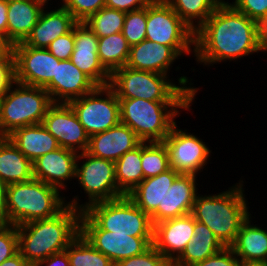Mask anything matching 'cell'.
<instances>
[{"instance_id":"4316f807","label":"cell","mask_w":267,"mask_h":266,"mask_svg":"<svg viewBox=\"0 0 267 266\" xmlns=\"http://www.w3.org/2000/svg\"><path fill=\"white\" fill-rule=\"evenodd\" d=\"M251 215L242 223L230 247L240 261L267 262V229L254 224Z\"/></svg>"},{"instance_id":"4fadbf2b","label":"cell","mask_w":267,"mask_h":266,"mask_svg":"<svg viewBox=\"0 0 267 266\" xmlns=\"http://www.w3.org/2000/svg\"><path fill=\"white\" fill-rule=\"evenodd\" d=\"M80 233L113 264L143 253L153 243V237L112 234L102 230L84 211L80 218Z\"/></svg>"},{"instance_id":"e0dca14e","label":"cell","mask_w":267,"mask_h":266,"mask_svg":"<svg viewBox=\"0 0 267 266\" xmlns=\"http://www.w3.org/2000/svg\"><path fill=\"white\" fill-rule=\"evenodd\" d=\"M79 153L66 148H58L38 157L33 165L34 179L41 180L61 192L67 190V183L76 178V163ZM70 181V182H69Z\"/></svg>"},{"instance_id":"8fae6325","label":"cell","mask_w":267,"mask_h":266,"mask_svg":"<svg viewBox=\"0 0 267 266\" xmlns=\"http://www.w3.org/2000/svg\"><path fill=\"white\" fill-rule=\"evenodd\" d=\"M89 136L104 132L120 123V102L108 86H97L92 92L68 102Z\"/></svg>"},{"instance_id":"7a4b0ae2","label":"cell","mask_w":267,"mask_h":266,"mask_svg":"<svg viewBox=\"0 0 267 266\" xmlns=\"http://www.w3.org/2000/svg\"><path fill=\"white\" fill-rule=\"evenodd\" d=\"M81 214L82 211L67 205L54 217L18 225L19 252L33 266L65 251L80 234Z\"/></svg>"},{"instance_id":"f6af8a7d","label":"cell","mask_w":267,"mask_h":266,"mask_svg":"<svg viewBox=\"0 0 267 266\" xmlns=\"http://www.w3.org/2000/svg\"><path fill=\"white\" fill-rule=\"evenodd\" d=\"M33 266H70V260L66 251L52 254L48 258L35 263Z\"/></svg>"},{"instance_id":"9c48e42d","label":"cell","mask_w":267,"mask_h":266,"mask_svg":"<svg viewBox=\"0 0 267 266\" xmlns=\"http://www.w3.org/2000/svg\"><path fill=\"white\" fill-rule=\"evenodd\" d=\"M84 212L102 229L112 234L153 237L151 216L127 195L91 204Z\"/></svg>"},{"instance_id":"ffe728a7","label":"cell","mask_w":267,"mask_h":266,"mask_svg":"<svg viewBox=\"0 0 267 266\" xmlns=\"http://www.w3.org/2000/svg\"><path fill=\"white\" fill-rule=\"evenodd\" d=\"M198 177L179 174L163 199V208H157L150 216L153 225L163 220L191 213L199 188Z\"/></svg>"},{"instance_id":"7c38bea8","label":"cell","mask_w":267,"mask_h":266,"mask_svg":"<svg viewBox=\"0 0 267 266\" xmlns=\"http://www.w3.org/2000/svg\"><path fill=\"white\" fill-rule=\"evenodd\" d=\"M203 140L198 135L188 133L187 129L178 128L176 123L162 141L168 153L170 167L179 174L200 176L212 153Z\"/></svg>"},{"instance_id":"2e32d148","label":"cell","mask_w":267,"mask_h":266,"mask_svg":"<svg viewBox=\"0 0 267 266\" xmlns=\"http://www.w3.org/2000/svg\"><path fill=\"white\" fill-rule=\"evenodd\" d=\"M98 37L83 22L74 27V50L70 61L85 73L97 86H108L111 74L100 63Z\"/></svg>"},{"instance_id":"9a60e30c","label":"cell","mask_w":267,"mask_h":266,"mask_svg":"<svg viewBox=\"0 0 267 266\" xmlns=\"http://www.w3.org/2000/svg\"><path fill=\"white\" fill-rule=\"evenodd\" d=\"M60 147L77 153L87 151L90 136L68 103H53L41 123Z\"/></svg>"},{"instance_id":"52a82bcc","label":"cell","mask_w":267,"mask_h":266,"mask_svg":"<svg viewBox=\"0 0 267 266\" xmlns=\"http://www.w3.org/2000/svg\"><path fill=\"white\" fill-rule=\"evenodd\" d=\"M52 104L44 88L15 82L0 98V137L20 127L41 124Z\"/></svg>"},{"instance_id":"ee69618b","label":"cell","mask_w":267,"mask_h":266,"mask_svg":"<svg viewBox=\"0 0 267 266\" xmlns=\"http://www.w3.org/2000/svg\"><path fill=\"white\" fill-rule=\"evenodd\" d=\"M155 0H106L105 6L108 8L129 12L147 7Z\"/></svg>"},{"instance_id":"83f0119b","label":"cell","mask_w":267,"mask_h":266,"mask_svg":"<svg viewBox=\"0 0 267 266\" xmlns=\"http://www.w3.org/2000/svg\"><path fill=\"white\" fill-rule=\"evenodd\" d=\"M193 231L194 236L183 252L172 262V266H195L225 247L204 223L195 219Z\"/></svg>"},{"instance_id":"ab89813d","label":"cell","mask_w":267,"mask_h":266,"mask_svg":"<svg viewBox=\"0 0 267 266\" xmlns=\"http://www.w3.org/2000/svg\"><path fill=\"white\" fill-rule=\"evenodd\" d=\"M230 4L257 23L267 20V0H233Z\"/></svg>"},{"instance_id":"4dcf8cb0","label":"cell","mask_w":267,"mask_h":266,"mask_svg":"<svg viewBox=\"0 0 267 266\" xmlns=\"http://www.w3.org/2000/svg\"><path fill=\"white\" fill-rule=\"evenodd\" d=\"M141 162V143L115 162L116 183L125 195L144 180Z\"/></svg>"},{"instance_id":"836d02e7","label":"cell","mask_w":267,"mask_h":266,"mask_svg":"<svg viewBox=\"0 0 267 266\" xmlns=\"http://www.w3.org/2000/svg\"><path fill=\"white\" fill-rule=\"evenodd\" d=\"M126 12L103 7L90 15L83 23L100 38L122 32Z\"/></svg>"},{"instance_id":"e575fe53","label":"cell","mask_w":267,"mask_h":266,"mask_svg":"<svg viewBox=\"0 0 267 266\" xmlns=\"http://www.w3.org/2000/svg\"><path fill=\"white\" fill-rule=\"evenodd\" d=\"M141 159L144 179L157 176L171 168L166 147L162 142H141Z\"/></svg>"},{"instance_id":"7bdbcfd3","label":"cell","mask_w":267,"mask_h":266,"mask_svg":"<svg viewBox=\"0 0 267 266\" xmlns=\"http://www.w3.org/2000/svg\"><path fill=\"white\" fill-rule=\"evenodd\" d=\"M240 260L231 247H224L221 251L198 262L195 266H239Z\"/></svg>"},{"instance_id":"6da1fadb","label":"cell","mask_w":267,"mask_h":266,"mask_svg":"<svg viewBox=\"0 0 267 266\" xmlns=\"http://www.w3.org/2000/svg\"><path fill=\"white\" fill-rule=\"evenodd\" d=\"M259 23L230 3L219 4L194 32L196 62L204 67L259 53Z\"/></svg>"},{"instance_id":"277c9868","label":"cell","mask_w":267,"mask_h":266,"mask_svg":"<svg viewBox=\"0 0 267 266\" xmlns=\"http://www.w3.org/2000/svg\"><path fill=\"white\" fill-rule=\"evenodd\" d=\"M170 77L124 66L111 74L109 86L118 98L150 101H194L197 98L200 89L194 86L191 78L183 75L176 79V84Z\"/></svg>"},{"instance_id":"5b68a950","label":"cell","mask_w":267,"mask_h":266,"mask_svg":"<svg viewBox=\"0 0 267 266\" xmlns=\"http://www.w3.org/2000/svg\"><path fill=\"white\" fill-rule=\"evenodd\" d=\"M120 123L132 129L141 142H162L182 111L192 110L194 101H150L118 98ZM192 104V105H191Z\"/></svg>"},{"instance_id":"f907efd6","label":"cell","mask_w":267,"mask_h":266,"mask_svg":"<svg viewBox=\"0 0 267 266\" xmlns=\"http://www.w3.org/2000/svg\"><path fill=\"white\" fill-rule=\"evenodd\" d=\"M12 44L6 39L5 35L0 33V57L13 56Z\"/></svg>"},{"instance_id":"d590c367","label":"cell","mask_w":267,"mask_h":266,"mask_svg":"<svg viewBox=\"0 0 267 266\" xmlns=\"http://www.w3.org/2000/svg\"><path fill=\"white\" fill-rule=\"evenodd\" d=\"M121 33L130 46L146 39V7L126 12Z\"/></svg>"},{"instance_id":"484cf974","label":"cell","mask_w":267,"mask_h":266,"mask_svg":"<svg viewBox=\"0 0 267 266\" xmlns=\"http://www.w3.org/2000/svg\"><path fill=\"white\" fill-rule=\"evenodd\" d=\"M7 138L31 162H34L40 156L60 148L57 139L42 124L17 128Z\"/></svg>"},{"instance_id":"bcb514c9","label":"cell","mask_w":267,"mask_h":266,"mask_svg":"<svg viewBox=\"0 0 267 266\" xmlns=\"http://www.w3.org/2000/svg\"><path fill=\"white\" fill-rule=\"evenodd\" d=\"M6 187L7 185L0 180V224H8Z\"/></svg>"},{"instance_id":"60d3db41","label":"cell","mask_w":267,"mask_h":266,"mask_svg":"<svg viewBox=\"0 0 267 266\" xmlns=\"http://www.w3.org/2000/svg\"><path fill=\"white\" fill-rule=\"evenodd\" d=\"M47 50L58 60H70L74 50V28L52 41Z\"/></svg>"},{"instance_id":"cb8c5ba5","label":"cell","mask_w":267,"mask_h":266,"mask_svg":"<svg viewBox=\"0 0 267 266\" xmlns=\"http://www.w3.org/2000/svg\"><path fill=\"white\" fill-rule=\"evenodd\" d=\"M44 7L39 0H8L7 40L12 45L25 41Z\"/></svg>"},{"instance_id":"681fc988","label":"cell","mask_w":267,"mask_h":266,"mask_svg":"<svg viewBox=\"0 0 267 266\" xmlns=\"http://www.w3.org/2000/svg\"><path fill=\"white\" fill-rule=\"evenodd\" d=\"M0 266H31L20 252L5 260Z\"/></svg>"},{"instance_id":"30bf717a","label":"cell","mask_w":267,"mask_h":266,"mask_svg":"<svg viewBox=\"0 0 267 266\" xmlns=\"http://www.w3.org/2000/svg\"><path fill=\"white\" fill-rule=\"evenodd\" d=\"M146 39L170 46L180 57L194 54V31L165 0L146 7Z\"/></svg>"},{"instance_id":"f546056e","label":"cell","mask_w":267,"mask_h":266,"mask_svg":"<svg viewBox=\"0 0 267 266\" xmlns=\"http://www.w3.org/2000/svg\"><path fill=\"white\" fill-rule=\"evenodd\" d=\"M130 47L121 32L98 38L97 53L100 63L112 74L115 70L126 66Z\"/></svg>"},{"instance_id":"d6986e66","label":"cell","mask_w":267,"mask_h":266,"mask_svg":"<svg viewBox=\"0 0 267 266\" xmlns=\"http://www.w3.org/2000/svg\"><path fill=\"white\" fill-rule=\"evenodd\" d=\"M97 85L70 60L57 64L56 78L44 87L53 103H68L92 92Z\"/></svg>"},{"instance_id":"8d00e7d4","label":"cell","mask_w":267,"mask_h":266,"mask_svg":"<svg viewBox=\"0 0 267 266\" xmlns=\"http://www.w3.org/2000/svg\"><path fill=\"white\" fill-rule=\"evenodd\" d=\"M78 22H84L90 15L105 7L106 0H60Z\"/></svg>"},{"instance_id":"ac0fdd59","label":"cell","mask_w":267,"mask_h":266,"mask_svg":"<svg viewBox=\"0 0 267 266\" xmlns=\"http://www.w3.org/2000/svg\"><path fill=\"white\" fill-rule=\"evenodd\" d=\"M191 213L154 224L152 245L171 263L183 252L194 236Z\"/></svg>"},{"instance_id":"603a6c76","label":"cell","mask_w":267,"mask_h":266,"mask_svg":"<svg viewBox=\"0 0 267 266\" xmlns=\"http://www.w3.org/2000/svg\"><path fill=\"white\" fill-rule=\"evenodd\" d=\"M178 59L180 56L170 46L145 39L130 47L126 66L135 70L170 75L172 64Z\"/></svg>"},{"instance_id":"f1b7e54d","label":"cell","mask_w":267,"mask_h":266,"mask_svg":"<svg viewBox=\"0 0 267 266\" xmlns=\"http://www.w3.org/2000/svg\"><path fill=\"white\" fill-rule=\"evenodd\" d=\"M33 178L32 162L7 137H0V180L10 185Z\"/></svg>"},{"instance_id":"44dd1931","label":"cell","mask_w":267,"mask_h":266,"mask_svg":"<svg viewBox=\"0 0 267 266\" xmlns=\"http://www.w3.org/2000/svg\"><path fill=\"white\" fill-rule=\"evenodd\" d=\"M50 5L52 4H49V8L48 5H45L42 9L32 32L25 39L24 43L27 46L47 48L52 41L70 32L78 23L66 8L58 4V8L52 9Z\"/></svg>"},{"instance_id":"f5cc1de1","label":"cell","mask_w":267,"mask_h":266,"mask_svg":"<svg viewBox=\"0 0 267 266\" xmlns=\"http://www.w3.org/2000/svg\"><path fill=\"white\" fill-rule=\"evenodd\" d=\"M217 2L219 3V4H223V3H230V1L229 0H217Z\"/></svg>"},{"instance_id":"7402d4cb","label":"cell","mask_w":267,"mask_h":266,"mask_svg":"<svg viewBox=\"0 0 267 266\" xmlns=\"http://www.w3.org/2000/svg\"><path fill=\"white\" fill-rule=\"evenodd\" d=\"M140 143L132 129L119 123L104 132L91 135L87 152L95 157L116 162Z\"/></svg>"},{"instance_id":"1f68e13d","label":"cell","mask_w":267,"mask_h":266,"mask_svg":"<svg viewBox=\"0 0 267 266\" xmlns=\"http://www.w3.org/2000/svg\"><path fill=\"white\" fill-rule=\"evenodd\" d=\"M195 32L215 11L217 0H165Z\"/></svg>"},{"instance_id":"5bb4252c","label":"cell","mask_w":267,"mask_h":266,"mask_svg":"<svg viewBox=\"0 0 267 266\" xmlns=\"http://www.w3.org/2000/svg\"><path fill=\"white\" fill-rule=\"evenodd\" d=\"M16 82L44 88L56 78L58 60L47 48H32L24 42L12 46Z\"/></svg>"},{"instance_id":"db71d44e","label":"cell","mask_w":267,"mask_h":266,"mask_svg":"<svg viewBox=\"0 0 267 266\" xmlns=\"http://www.w3.org/2000/svg\"><path fill=\"white\" fill-rule=\"evenodd\" d=\"M39 1H41V2H43L45 5H49V1H52V0H39Z\"/></svg>"},{"instance_id":"8992f818","label":"cell","mask_w":267,"mask_h":266,"mask_svg":"<svg viewBox=\"0 0 267 266\" xmlns=\"http://www.w3.org/2000/svg\"><path fill=\"white\" fill-rule=\"evenodd\" d=\"M64 192L41 180L7 185L8 224L15 226L51 218L67 206Z\"/></svg>"},{"instance_id":"7dc6e473","label":"cell","mask_w":267,"mask_h":266,"mask_svg":"<svg viewBox=\"0 0 267 266\" xmlns=\"http://www.w3.org/2000/svg\"><path fill=\"white\" fill-rule=\"evenodd\" d=\"M7 11L8 0H0V33L7 39Z\"/></svg>"},{"instance_id":"ba28073f","label":"cell","mask_w":267,"mask_h":266,"mask_svg":"<svg viewBox=\"0 0 267 266\" xmlns=\"http://www.w3.org/2000/svg\"><path fill=\"white\" fill-rule=\"evenodd\" d=\"M75 179H78L77 184L86 194L85 199H88L83 203L77 194L66 202L67 205L80 211H84L91 204L113 200L125 195L116 183L115 162L95 157L87 151L78 155Z\"/></svg>"},{"instance_id":"d6a6232c","label":"cell","mask_w":267,"mask_h":266,"mask_svg":"<svg viewBox=\"0 0 267 266\" xmlns=\"http://www.w3.org/2000/svg\"><path fill=\"white\" fill-rule=\"evenodd\" d=\"M70 266H114L103 253L95 249L80 233L65 249Z\"/></svg>"},{"instance_id":"f35d334b","label":"cell","mask_w":267,"mask_h":266,"mask_svg":"<svg viewBox=\"0 0 267 266\" xmlns=\"http://www.w3.org/2000/svg\"><path fill=\"white\" fill-rule=\"evenodd\" d=\"M18 252L17 226L0 224V264Z\"/></svg>"},{"instance_id":"b9f144b4","label":"cell","mask_w":267,"mask_h":266,"mask_svg":"<svg viewBox=\"0 0 267 266\" xmlns=\"http://www.w3.org/2000/svg\"><path fill=\"white\" fill-rule=\"evenodd\" d=\"M15 82L14 56L0 57V98Z\"/></svg>"},{"instance_id":"74e56055","label":"cell","mask_w":267,"mask_h":266,"mask_svg":"<svg viewBox=\"0 0 267 266\" xmlns=\"http://www.w3.org/2000/svg\"><path fill=\"white\" fill-rule=\"evenodd\" d=\"M114 266H172V263L151 245L143 253L121 260Z\"/></svg>"},{"instance_id":"816d5d0a","label":"cell","mask_w":267,"mask_h":266,"mask_svg":"<svg viewBox=\"0 0 267 266\" xmlns=\"http://www.w3.org/2000/svg\"><path fill=\"white\" fill-rule=\"evenodd\" d=\"M239 266H267V262H263V261H240Z\"/></svg>"},{"instance_id":"d4e9b609","label":"cell","mask_w":267,"mask_h":266,"mask_svg":"<svg viewBox=\"0 0 267 266\" xmlns=\"http://www.w3.org/2000/svg\"><path fill=\"white\" fill-rule=\"evenodd\" d=\"M178 175L177 171L170 168L157 176L144 179L127 196L151 215L157 208H163V199Z\"/></svg>"},{"instance_id":"3957f363","label":"cell","mask_w":267,"mask_h":266,"mask_svg":"<svg viewBox=\"0 0 267 266\" xmlns=\"http://www.w3.org/2000/svg\"><path fill=\"white\" fill-rule=\"evenodd\" d=\"M216 194H197L191 215L204 223L225 247L236 240L242 223L250 216L244 181Z\"/></svg>"},{"instance_id":"c3c4849f","label":"cell","mask_w":267,"mask_h":266,"mask_svg":"<svg viewBox=\"0 0 267 266\" xmlns=\"http://www.w3.org/2000/svg\"><path fill=\"white\" fill-rule=\"evenodd\" d=\"M259 49L267 53V20L259 23Z\"/></svg>"}]
</instances>
